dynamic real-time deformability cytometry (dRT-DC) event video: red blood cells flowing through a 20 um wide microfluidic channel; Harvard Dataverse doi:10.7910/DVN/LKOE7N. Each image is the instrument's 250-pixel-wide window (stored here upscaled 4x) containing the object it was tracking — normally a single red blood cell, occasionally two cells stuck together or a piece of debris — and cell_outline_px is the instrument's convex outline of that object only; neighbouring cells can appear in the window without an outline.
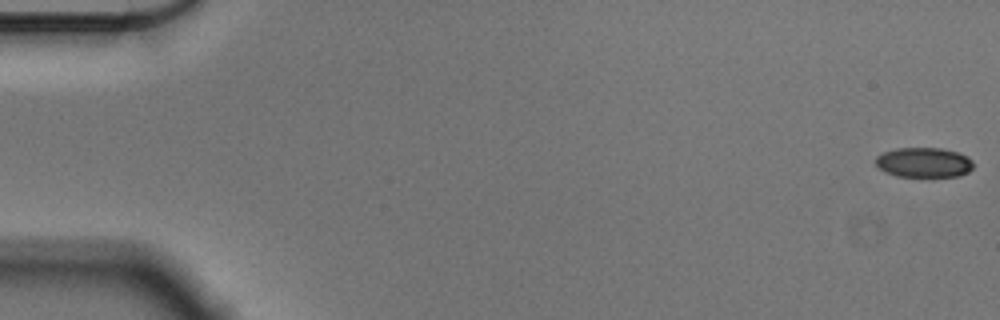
{"species": "Egyptian fruit bat (a non-hibernating species)", "species_latin": "Rousettus aegyptiacus", "temperature_condition": "cold", "stored_images_in_passage": 57, "camera_frame_rate_fps": 3000, "um_per_image_px": 0.085, "animal": {"sex": "male"}, "frame": {"image": 1, "passage_image": 1, "time_ms": 0.0, "image_size_px": [1000, 320], "cell_outline_px": [[972, 168], [968, 172], [960, 176], [896, 176], [884, 172], [876, 164], [876, 156], [884, 152], [896, 148], [940, 148], [956, 152], [968, 156], [972, 160]], "centroid_in_image_um": [78.52, 13.81], "position_along_channel_um": 6.5, "area_um2": 16.94}}
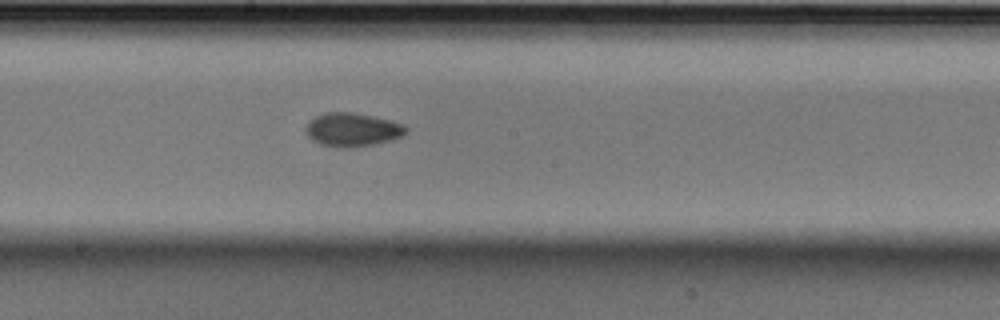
{"frame": {"image": 2, "passage_image": 31, "time_ms": 10.0, "image_size_px": [1000, 320], "cell_outline_px": [[408, 132], [404, 136], [392, 140], [376, 144], [344, 148], [340, 148], [320, 144], [312, 140], [308, 136], [308, 124], [316, 116], [324, 112], [348, 112], [372, 116], [388, 120], [400, 124], [408, 128]], "centroid_in_image_um": [29.99, 11.04], "position_along_channel_um": 218.2, "area_um2": 19.36}}
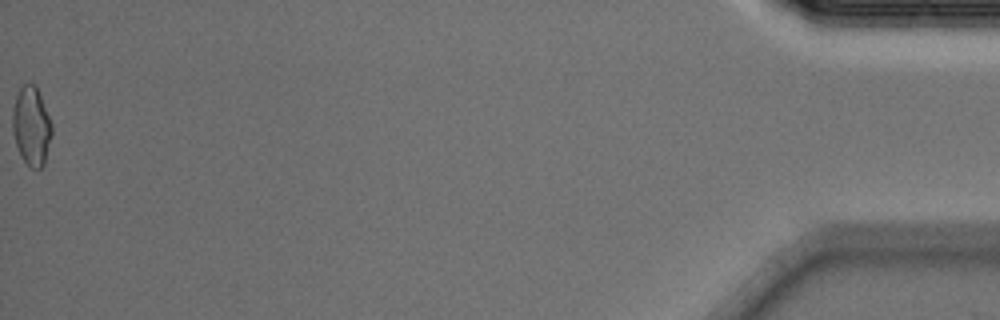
{"frame": {"image": 3, "passage_image": 57, "time_ms": 18.667, "image_size_px": [1000, 320], "cell_outline_px": [[52, 136], [44, 164], [40, 168], [32, 168], [20, 156], [16, 148], [12, 132], [12, 112], [16, 96], [20, 88], [24, 84], [36, 84], [52, 124]], "centroid_in_image_um": [2.66, 10.72], "position_along_channel_um": 432.5, "area_um2": 18.21}, "authors_computed_cell_mechanics": {"area_um2": 18.2648, "velocity_mm_per_s": 3.5943, "shape_relaxation_time_tau1_ms": 9.1139, "shape_relaxation_time_tau2_ms": 3.4863, "deformation_change_tau1": 0.1375, "deformation_change_tau2": 0.0773}}